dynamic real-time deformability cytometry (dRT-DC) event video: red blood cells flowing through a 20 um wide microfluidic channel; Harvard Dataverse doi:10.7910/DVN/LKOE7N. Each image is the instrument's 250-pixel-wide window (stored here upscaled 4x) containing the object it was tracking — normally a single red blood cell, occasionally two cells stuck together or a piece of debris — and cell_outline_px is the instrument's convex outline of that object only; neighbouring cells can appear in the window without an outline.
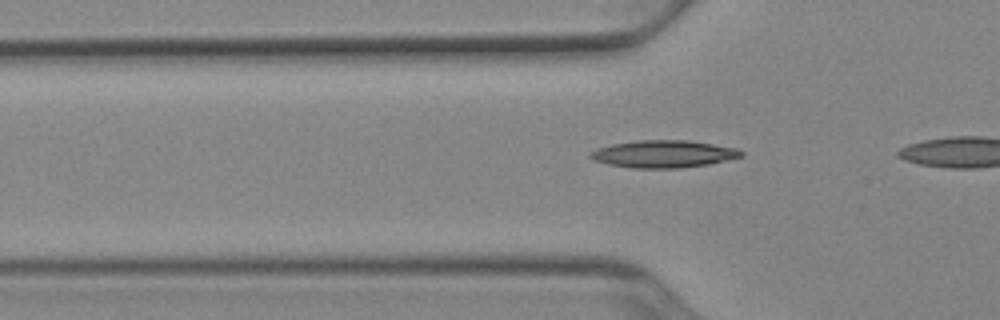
{"species": "Egyptian fruit bat (a non-hibernating species)", "species_latin": "Rousettus aegyptiacus", "temperature_condition": "cold", "stored_images_in_passage": 20, "camera_frame_rate_fps": 3000, "um_per_image_px": 0.085, "animal": {"sex": "female"}, "frame": {"image": 1, "passage_image": 5, "time_ms": 1.333, "image_size_px": [1000, 320], "cell_outline_px": [[744, 156], [708, 164], [680, 168], [632, 168], [608, 164], [592, 160], [588, 156], [588, 152], [596, 148], [612, 144], [636, 140], [688, 140], [736, 148], [744, 152]], "centroid_in_image_um": [56.35, 13.08], "position_along_channel_um": 69.5, "area_um2": 24.16}}
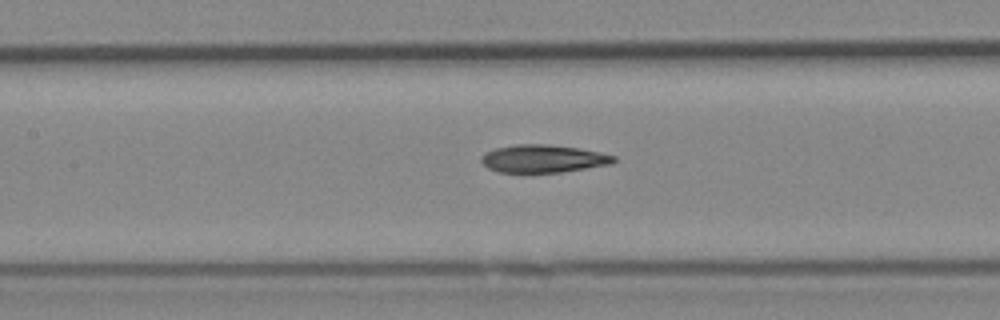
{"frame": {"image": 2, "passage_image": 12, "time_ms": 3.667, "image_size_px": [1000, 320], "cell_outline_px": [[616, 160], [612, 164], [560, 172], [496, 172], [488, 168], [480, 160], [480, 156], [484, 152], [496, 148], [516, 144], [544, 144], [580, 148], [600, 152], [616, 156]], "centroid_in_image_um": [46.15, 13.48], "position_along_channel_um": 161.2, "area_um2": 21.5}}
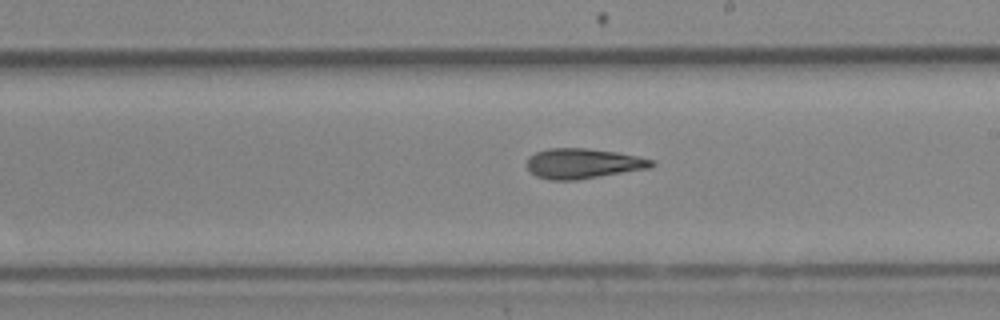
{"frame": {"image": 3, "passage_image": 18, "time_ms": 5.667, "image_size_px": [1000, 320], "cell_outline_px": [[656, 164], [652, 168], [576, 180], [548, 180], [536, 176], [528, 168], [528, 156], [536, 152], [548, 148], [584, 148], [616, 152], [636, 156], [652, 160]], "centroid_in_image_um": [49.56, 13.9], "position_along_channel_um": 239.4, "area_um2": 21.85}}